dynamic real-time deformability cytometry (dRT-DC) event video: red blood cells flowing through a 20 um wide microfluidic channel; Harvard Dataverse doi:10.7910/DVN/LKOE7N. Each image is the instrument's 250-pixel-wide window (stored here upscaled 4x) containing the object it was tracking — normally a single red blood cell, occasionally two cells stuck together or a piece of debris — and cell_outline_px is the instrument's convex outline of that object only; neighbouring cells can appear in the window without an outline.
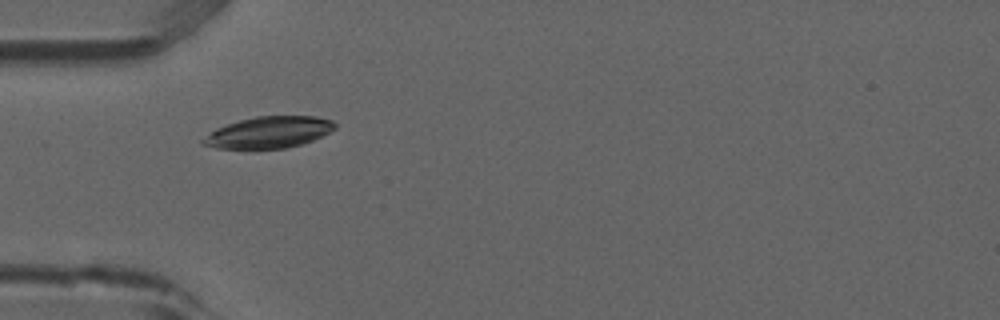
{"species": "common noctule bat (a hibernating species)", "species_latin": "Nyctalus noctula", "temperature_condition": "room temperature", "stored_images_in_passage": 5, "camera_frame_rate_fps": 3000, "um_per_image_px": 0.085, "animal": {"sex": "male", "forearm_length_mm": 52.5}, "frame": {"image": 1, "passage_image": 1, "time_ms": 0.0, "image_size_px": [1000, 320], "cell_outline_px": [[336, 128], [312, 140], [300, 144], [284, 148], [216, 148], [200, 144], [200, 140], [216, 128], [240, 120], [256, 116], [316, 116], [332, 120], [336, 124]], "centroid_in_image_um": [22.83, 11.24], "position_along_channel_um": 62.2, "area_um2": 23.93}}
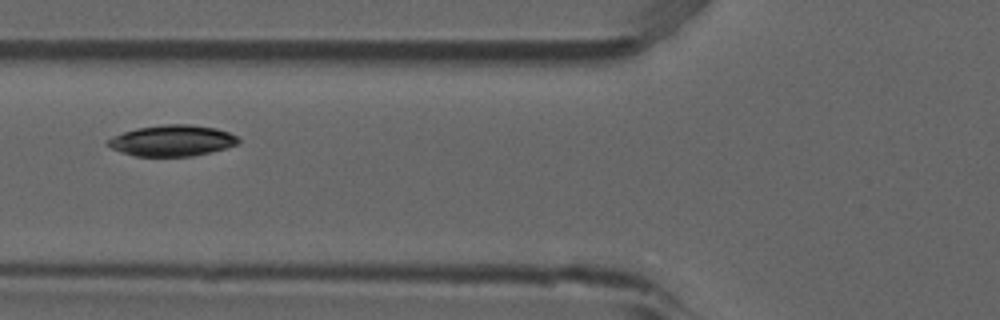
{"frame": {"image": 2, "passage_image": 2, "time_ms": 0.333, "image_size_px": [1000, 320], "cell_outline_px": [[240, 140], [236, 144], [224, 148], [192, 156], [136, 156], [120, 152], [104, 144], [104, 140], [112, 136], [136, 128], [164, 124], [188, 124], [216, 128], [228, 132], [236, 136]], "centroid_in_image_um": [14.56, 11.94], "position_along_channel_um": 111.2, "area_um2": 23.58}}
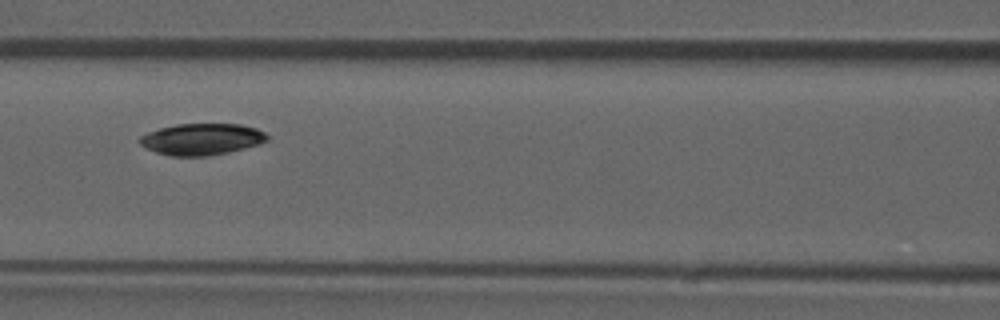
{"frame": {"image": 3, "passage_image": 3, "time_ms": 0.667, "image_size_px": [1000, 320], "cell_outline_px": [[268, 140], [260, 144], [228, 152], [208, 156], [172, 156], [156, 152], [140, 144], [140, 136], [148, 132], [160, 128], [176, 124], [240, 124], [256, 128], [264, 132], [268, 136]], "centroid_in_image_um": [17.17, 11.83], "position_along_channel_um": 149.4, "area_um2": 23.29}}